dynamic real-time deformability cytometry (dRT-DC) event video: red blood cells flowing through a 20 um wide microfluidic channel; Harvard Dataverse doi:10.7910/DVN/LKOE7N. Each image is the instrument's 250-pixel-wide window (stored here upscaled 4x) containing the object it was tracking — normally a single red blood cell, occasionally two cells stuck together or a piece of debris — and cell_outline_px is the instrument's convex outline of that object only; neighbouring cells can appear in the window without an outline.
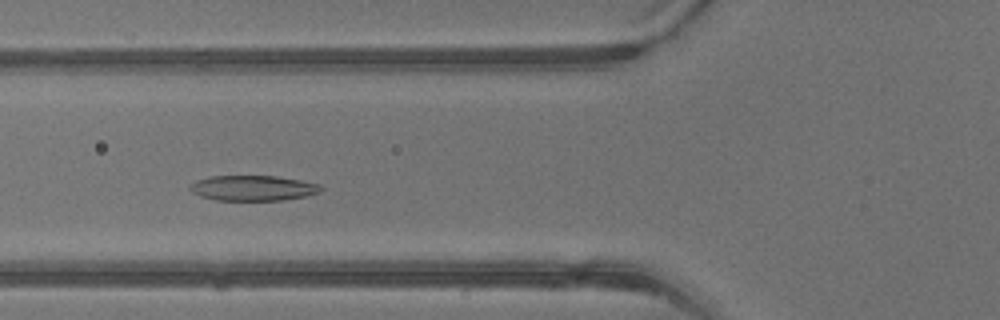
{"species": "common noctule bat (a hibernating species)", "species_latin": "Nyctalus noctula", "temperature_condition": "warm", "stored_images_in_passage": 40, "camera_frame_rate_fps": 3000, "um_per_image_px": 0.085, "animal": {"sex": "male", "body_mass_g": 13.3}, "frame": {"image": 1, "passage_image": 13, "time_ms": 4.0, "image_size_px": [1000, 320], "cell_outline_px": [[324, 188], [320, 192], [308, 196], [284, 200], [216, 200], [200, 196], [192, 192], [188, 188], [188, 184], [196, 180], [208, 176], [276, 176], [300, 180], [320, 184]], "centroid_in_image_um": [21.5, 15.98], "position_along_channel_um": 104.3, "area_um2": 19.54}}
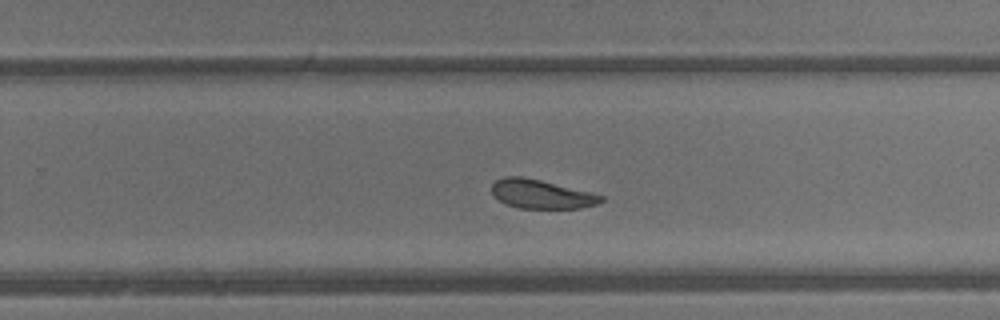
{"frame": {"image": 2, "passage_image": 24, "time_ms": 7.667, "image_size_px": [1000, 320], "cell_outline_px": [[604, 200], [596, 204], [580, 208], [520, 208], [508, 204], [492, 196], [492, 184], [496, 180], [504, 176], [520, 176], [540, 180], [604, 196]], "centroid_in_image_um": [45.97, 16.5], "position_along_channel_um": 283.8, "area_um2": 18.09}}
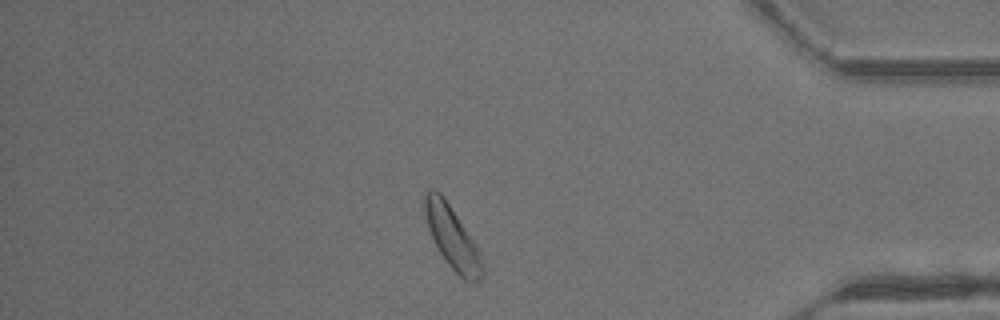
{"frame": {"image": 3, "passage_image": 33, "time_ms": 10.667, "image_size_px": [1000, 320], "cell_outline_px": [[484, 276], [476, 284], [472, 284], [464, 280], [448, 264], [440, 252], [428, 228], [424, 212], [424, 196], [428, 188], [436, 188], [444, 196], [480, 248], [484, 272]], "centroid_in_image_um": [38.49, 20.19], "position_along_channel_um": 396.7, "area_um2": 21.44}, "authors_computed_cell_mechanics": {"area_um2": 20.4901, "velocity_mm_per_s": 4.8955, "shape_relaxation_time_tau1_ms": 1.7667, "shape_relaxation_time_tau2_ms": 2.6851, "deformation_change_tau1": 0.0964, "deformation_change_tau2": 0.0934}}